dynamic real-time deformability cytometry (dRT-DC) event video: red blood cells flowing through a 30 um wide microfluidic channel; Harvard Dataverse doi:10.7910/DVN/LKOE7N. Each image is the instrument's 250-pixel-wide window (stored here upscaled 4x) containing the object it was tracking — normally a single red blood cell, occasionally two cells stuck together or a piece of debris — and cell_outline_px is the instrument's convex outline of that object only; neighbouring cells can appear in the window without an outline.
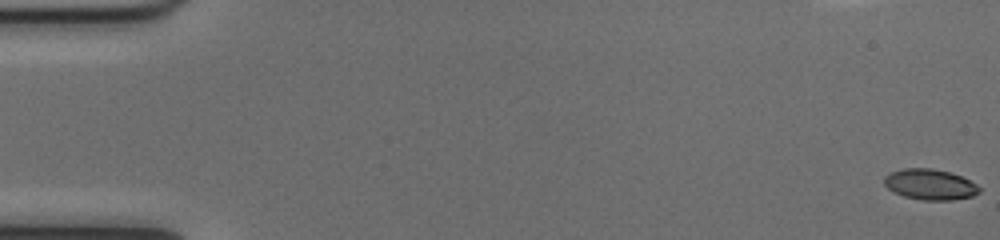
{"species": "common noctule bat (a hibernating species)", "species_latin": "Nyctalus noctula", "temperature_condition": "cold", "stored_images_in_passage": 39, "camera_frame_rate_fps": 3000, "um_per_image_px": 0.085, "animal": {"sex": "female", "body_mass_g": 17.0, "forearm_length_mm": 48.0}, "frame": {"image": 1, "passage_image": 1, "time_ms": 0.0, "image_size_px": [1000, 240], "cell_outline_px": [[980, 192], [972, 196], [952, 200], [924, 200], [904, 196], [888, 188], [884, 184], [884, 176], [892, 172], [904, 168], [932, 168], [948, 172], [960, 176], [976, 184], [980, 188]], "centroid_in_image_um": [79.05, 15.68], "position_along_channel_um": 5.9, "area_um2": 16.76}}